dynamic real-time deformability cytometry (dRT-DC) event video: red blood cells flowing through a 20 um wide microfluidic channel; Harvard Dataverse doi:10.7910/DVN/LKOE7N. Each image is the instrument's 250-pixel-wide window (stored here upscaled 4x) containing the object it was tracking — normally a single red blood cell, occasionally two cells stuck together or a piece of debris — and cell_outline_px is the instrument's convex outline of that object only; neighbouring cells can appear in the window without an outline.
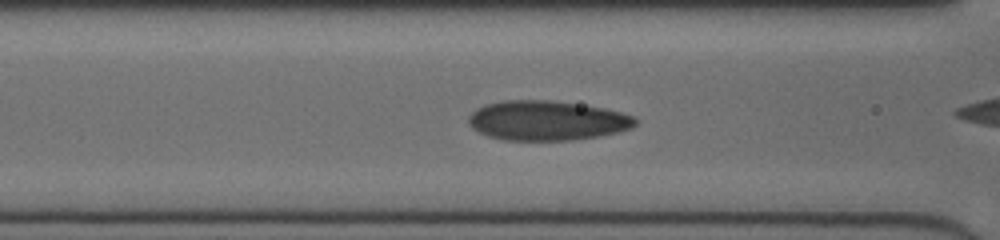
{"species": "human", "species_latin": "Homo sapiens", "temperature_condition": "cold", "stored_images_in_passage": 27, "camera_frame_rate_fps": 3000, "um_per_image_px": 0.085, "donor": {"sex": "female"}, "frame": {"image": 1, "passage_image": 4, "time_ms": 1.0, "image_size_px": [1000, 240], "cell_outline_px": [[636, 124], [632, 128], [616, 132], [596, 136], [572, 140], [504, 140], [488, 136], [472, 128], [468, 120], [468, 116], [476, 108], [484, 104], [504, 100], [552, 100], [604, 108], [620, 112], [632, 116], [636, 120]], "centroid_in_image_um": [46.45, 10.24], "position_along_channel_um": 120.2, "area_um2": 38.44}}
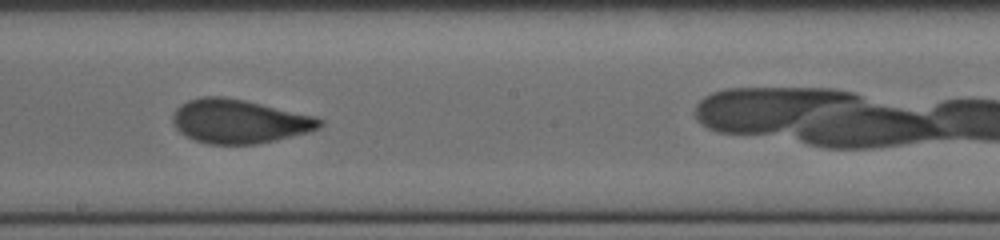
{"frame": {"image": 2, "passage_image": 12, "time_ms": 3.667, "image_size_px": [1000, 240], "cell_outline_px": [[324, 124], [320, 128], [308, 132], [276, 140], [256, 144], [208, 144], [196, 140], [180, 132], [172, 124], [172, 116], [176, 108], [180, 104], [188, 100], [200, 96], [224, 96], [244, 100], [316, 116], [324, 120]], "centroid_in_image_um": [20.33, 10.3], "position_along_channel_um": 227.9, "area_um2": 37.74}}
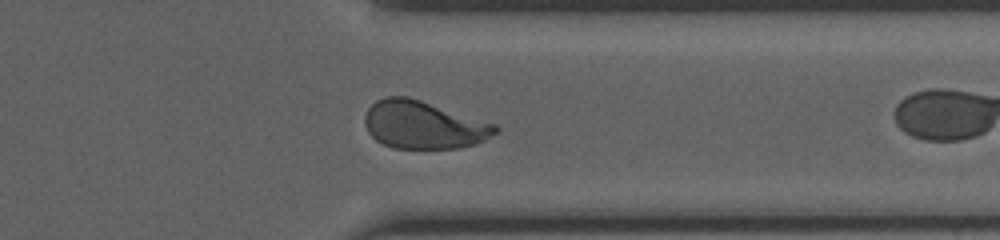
{"frame": {"image": 3, "passage_image": 23, "time_ms": 7.333, "image_size_px": [1000, 240], "cell_outline_px": [[500, 128], [496, 132], [484, 140], [476, 144], [460, 148], [392, 148], [376, 140], [368, 132], [364, 124], [364, 116], [368, 108], [376, 100], [384, 96], [408, 96], [496, 124]], "centroid_in_image_um": [35.98, 10.61], "position_along_channel_um": 375.4, "area_um2": 36.41}}